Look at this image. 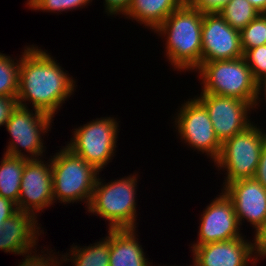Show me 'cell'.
I'll return each instance as SVG.
<instances>
[{
	"label": "cell",
	"instance_id": "obj_1",
	"mask_svg": "<svg viewBox=\"0 0 266 266\" xmlns=\"http://www.w3.org/2000/svg\"><path fill=\"white\" fill-rule=\"evenodd\" d=\"M21 53L18 105L30 106L55 118L65 101L76 92L77 79L41 46L26 45Z\"/></svg>",
	"mask_w": 266,
	"mask_h": 266
},
{
	"label": "cell",
	"instance_id": "obj_2",
	"mask_svg": "<svg viewBox=\"0 0 266 266\" xmlns=\"http://www.w3.org/2000/svg\"><path fill=\"white\" fill-rule=\"evenodd\" d=\"M202 22L203 12L186 1L153 31L165 41L164 57L173 71L193 73L201 65Z\"/></svg>",
	"mask_w": 266,
	"mask_h": 266
},
{
	"label": "cell",
	"instance_id": "obj_3",
	"mask_svg": "<svg viewBox=\"0 0 266 266\" xmlns=\"http://www.w3.org/2000/svg\"><path fill=\"white\" fill-rule=\"evenodd\" d=\"M100 176L99 174L87 212L107 221L108 229H138V172L107 183Z\"/></svg>",
	"mask_w": 266,
	"mask_h": 266
},
{
	"label": "cell",
	"instance_id": "obj_4",
	"mask_svg": "<svg viewBox=\"0 0 266 266\" xmlns=\"http://www.w3.org/2000/svg\"><path fill=\"white\" fill-rule=\"evenodd\" d=\"M56 151L51 155L54 203L82 202L86 210L100 172L66 145Z\"/></svg>",
	"mask_w": 266,
	"mask_h": 266
},
{
	"label": "cell",
	"instance_id": "obj_5",
	"mask_svg": "<svg viewBox=\"0 0 266 266\" xmlns=\"http://www.w3.org/2000/svg\"><path fill=\"white\" fill-rule=\"evenodd\" d=\"M265 142L266 130L254 121L245 131L222 143L219 157L213 162V167L225 175L221 189L228 183L254 178Z\"/></svg>",
	"mask_w": 266,
	"mask_h": 266
},
{
	"label": "cell",
	"instance_id": "obj_6",
	"mask_svg": "<svg viewBox=\"0 0 266 266\" xmlns=\"http://www.w3.org/2000/svg\"><path fill=\"white\" fill-rule=\"evenodd\" d=\"M195 73L201 82V93L237 98L253 106L257 82L244 57L205 62L194 71Z\"/></svg>",
	"mask_w": 266,
	"mask_h": 266
},
{
	"label": "cell",
	"instance_id": "obj_7",
	"mask_svg": "<svg viewBox=\"0 0 266 266\" xmlns=\"http://www.w3.org/2000/svg\"><path fill=\"white\" fill-rule=\"evenodd\" d=\"M53 118L40 110L18 105L5 125L11 138L3 154L28 160L48 159L44 135L49 136L47 133L51 131Z\"/></svg>",
	"mask_w": 266,
	"mask_h": 266
},
{
	"label": "cell",
	"instance_id": "obj_8",
	"mask_svg": "<svg viewBox=\"0 0 266 266\" xmlns=\"http://www.w3.org/2000/svg\"><path fill=\"white\" fill-rule=\"evenodd\" d=\"M117 119L105 116L92 119L78 128L76 126L66 146L99 172L103 171L117 152L121 128Z\"/></svg>",
	"mask_w": 266,
	"mask_h": 266
},
{
	"label": "cell",
	"instance_id": "obj_9",
	"mask_svg": "<svg viewBox=\"0 0 266 266\" xmlns=\"http://www.w3.org/2000/svg\"><path fill=\"white\" fill-rule=\"evenodd\" d=\"M186 100L171 117L176 136L188 150L204 154L213 163L219 157L222 143L215 134L206 108L194 96Z\"/></svg>",
	"mask_w": 266,
	"mask_h": 266
},
{
	"label": "cell",
	"instance_id": "obj_10",
	"mask_svg": "<svg viewBox=\"0 0 266 266\" xmlns=\"http://www.w3.org/2000/svg\"><path fill=\"white\" fill-rule=\"evenodd\" d=\"M194 97L206 108L221 143L254 123L253 106L247 101L211 93H197Z\"/></svg>",
	"mask_w": 266,
	"mask_h": 266
},
{
	"label": "cell",
	"instance_id": "obj_11",
	"mask_svg": "<svg viewBox=\"0 0 266 266\" xmlns=\"http://www.w3.org/2000/svg\"><path fill=\"white\" fill-rule=\"evenodd\" d=\"M54 204L51 155L47 161L29 159L25 162L17 209L29 212L37 219ZM39 214V215H38Z\"/></svg>",
	"mask_w": 266,
	"mask_h": 266
},
{
	"label": "cell",
	"instance_id": "obj_12",
	"mask_svg": "<svg viewBox=\"0 0 266 266\" xmlns=\"http://www.w3.org/2000/svg\"><path fill=\"white\" fill-rule=\"evenodd\" d=\"M203 209L199 219L198 234L190 244L197 247L213 242L227 241L243 237L233 203L221 190Z\"/></svg>",
	"mask_w": 266,
	"mask_h": 266
},
{
	"label": "cell",
	"instance_id": "obj_13",
	"mask_svg": "<svg viewBox=\"0 0 266 266\" xmlns=\"http://www.w3.org/2000/svg\"><path fill=\"white\" fill-rule=\"evenodd\" d=\"M252 239L244 235L190 247L192 261L197 266H257L262 258L257 254L254 238Z\"/></svg>",
	"mask_w": 266,
	"mask_h": 266
},
{
	"label": "cell",
	"instance_id": "obj_14",
	"mask_svg": "<svg viewBox=\"0 0 266 266\" xmlns=\"http://www.w3.org/2000/svg\"><path fill=\"white\" fill-rule=\"evenodd\" d=\"M241 36L219 13H203L202 60H233L243 57Z\"/></svg>",
	"mask_w": 266,
	"mask_h": 266
},
{
	"label": "cell",
	"instance_id": "obj_15",
	"mask_svg": "<svg viewBox=\"0 0 266 266\" xmlns=\"http://www.w3.org/2000/svg\"><path fill=\"white\" fill-rule=\"evenodd\" d=\"M220 190L232 201L240 227L250 223L255 236L266 222V189L252 178L228 183Z\"/></svg>",
	"mask_w": 266,
	"mask_h": 266
},
{
	"label": "cell",
	"instance_id": "obj_16",
	"mask_svg": "<svg viewBox=\"0 0 266 266\" xmlns=\"http://www.w3.org/2000/svg\"><path fill=\"white\" fill-rule=\"evenodd\" d=\"M38 221L31 213L20 210L6 219L0 227V250L23 256L39 248V236L43 237L44 230Z\"/></svg>",
	"mask_w": 266,
	"mask_h": 266
},
{
	"label": "cell",
	"instance_id": "obj_17",
	"mask_svg": "<svg viewBox=\"0 0 266 266\" xmlns=\"http://www.w3.org/2000/svg\"><path fill=\"white\" fill-rule=\"evenodd\" d=\"M137 230L110 229L109 266H156L146 257Z\"/></svg>",
	"mask_w": 266,
	"mask_h": 266
},
{
	"label": "cell",
	"instance_id": "obj_18",
	"mask_svg": "<svg viewBox=\"0 0 266 266\" xmlns=\"http://www.w3.org/2000/svg\"><path fill=\"white\" fill-rule=\"evenodd\" d=\"M187 0H132L124 19L153 31ZM134 20V21H133Z\"/></svg>",
	"mask_w": 266,
	"mask_h": 266
},
{
	"label": "cell",
	"instance_id": "obj_19",
	"mask_svg": "<svg viewBox=\"0 0 266 266\" xmlns=\"http://www.w3.org/2000/svg\"><path fill=\"white\" fill-rule=\"evenodd\" d=\"M108 230V231H107ZM105 237L88 246L79 244L70 245L69 251L62 253L65 264L71 262L72 266H109L110 255V229H106Z\"/></svg>",
	"mask_w": 266,
	"mask_h": 266
},
{
	"label": "cell",
	"instance_id": "obj_20",
	"mask_svg": "<svg viewBox=\"0 0 266 266\" xmlns=\"http://www.w3.org/2000/svg\"><path fill=\"white\" fill-rule=\"evenodd\" d=\"M28 159L3 154L0 161V196L16 205L20 195L21 179Z\"/></svg>",
	"mask_w": 266,
	"mask_h": 266
},
{
	"label": "cell",
	"instance_id": "obj_21",
	"mask_svg": "<svg viewBox=\"0 0 266 266\" xmlns=\"http://www.w3.org/2000/svg\"><path fill=\"white\" fill-rule=\"evenodd\" d=\"M218 13L239 32L260 14L247 0H231Z\"/></svg>",
	"mask_w": 266,
	"mask_h": 266
},
{
	"label": "cell",
	"instance_id": "obj_22",
	"mask_svg": "<svg viewBox=\"0 0 266 266\" xmlns=\"http://www.w3.org/2000/svg\"><path fill=\"white\" fill-rule=\"evenodd\" d=\"M18 57L17 59L0 52V96L17 98L21 55Z\"/></svg>",
	"mask_w": 266,
	"mask_h": 266
},
{
	"label": "cell",
	"instance_id": "obj_23",
	"mask_svg": "<svg viewBox=\"0 0 266 266\" xmlns=\"http://www.w3.org/2000/svg\"><path fill=\"white\" fill-rule=\"evenodd\" d=\"M93 0H26L29 10L62 14L87 7Z\"/></svg>",
	"mask_w": 266,
	"mask_h": 266
},
{
	"label": "cell",
	"instance_id": "obj_24",
	"mask_svg": "<svg viewBox=\"0 0 266 266\" xmlns=\"http://www.w3.org/2000/svg\"><path fill=\"white\" fill-rule=\"evenodd\" d=\"M243 52L266 44V15L260 13L252 22L240 31Z\"/></svg>",
	"mask_w": 266,
	"mask_h": 266
},
{
	"label": "cell",
	"instance_id": "obj_25",
	"mask_svg": "<svg viewBox=\"0 0 266 266\" xmlns=\"http://www.w3.org/2000/svg\"><path fill=\"white\" fill-rule=\"evenodd\" d=\"M41 248H42L41 251L36 248L28 253H25L23 255L24 259L22 258V261L17 266H64L65 265L62 253H59V251L56 253V250H53L52 248L49 247L47 248L44 247L43 249V247L41 246Z\"/></svg>",
	"mask_w": 266,
	"mask_h": 266
},
{
	"label": "cell",
	"instance_id": "obj_26",
	"mask_svg": "<svg viewBox=\"0 0 266 266\" xmlns=\"http://www.w3.org/2000/svg\"><path fill=\"white\" fill-rule=\"evenodd\" d=\"M243 57L256 82L266 76V44L246 50Z\"/></svg>",
	"mask_w": 266,
	"mask_h": 266
},
{
	"label": "cell",
	"instance_id": "obj_27",
	"mask_svg": "<svg viewBox=\"0 0 266 266\" xmlns=\"http://www.w3.org/2000/svg\"><path fill=\"white\" fill-rule=\"evenodd\" d=\"M231 0H187L194 8L203 13H218Z\"/></svg>",
	"mask_w": 266,
	"mask_h": 266
},
{
	"label": "cell",
	"instance_id": "obj_28",
	"mask_svg": "<svg viewBox=\"0 0 266 266\" xmlns=\"http://www.w3.org/2000/svg\"><path fill=\"white\" fill-rule=\"evenodd\" d=\"M132 0H103L104 11L107 16L114 18L122 16L127 12Z\"/></svg>",
	"mask_w": 266,
	"mask_h": 266
},
{
	"label": "cell",
	"instance_id": "obj_29",
	"mask_svg": "<svg viewBox=\"0 0 266 266\" xmlns=\"http://www.w3.org/2000/svg\"><path fill=\"white\" fill-rule=\"evenodd\" d=\"M18 106L15 96H0V127H4L12 111Z\"/></svg>",
	"mask_w": 266,
	"mask_h": 266
},
{
	"label": "cell",
	"instance_id": "obj_30",
	"mask_svg": "<svg viewBox=\"0 0 266 266\" xmlns=\"http://www.w3.org/2000/svg\"><path fill=\"white\" fill-rule=\"evenodd\" d=\"M17 211V206L13 201L0 196V227L6 219L13 216Z\"/></svg>",
	"mask_w": 266,
	"mask_h": 266
},
{
	"label": "cell",
	"instance_id": "obj_31",
	"mask_svg": "<svg viewBox=\"0 0 266 266\" xmlns=\"http://www.w3.org/2000/svg\"><path fill=\"white\" fill-rule=\"evenodd\" d=\"M254 179L266 189V142L261 152L259 164L257 166Z\"/></svg>",
	"mask_w": 266,
	"mask_h": 266
},
{
	"label": "cell",
	"instance_id": "obj_32",
	"mask_svg": "<svg viewBox=\"0 0 266 266\" xmlns=\"http://www.w3.org/2000/svg\"><path fill=\"white\" fill-rule=\"evenodd\" d=\"M257 254L263 259H266V222L259 232L253 236Z\"/></svg>",
	"mask_w": 266,
	"mask_h": 266
},
{
	"label": "cell",
	"instance_id": "obj_33",
	"mask_svg": "<svg viewBox=\"0 0 266 266\" xmlns=\"http://www.w3.org/2000/svg\"><path fill=\"white\" fill-rule=\"evenodd\" d=\"M262 96V97H261ZM264 97V98H263ZM264 99V101H263ZM265 102V103H264ZM261 103V104H260ZM264 103L265 105H262ZM266 107V76L257 81L256 84V97L253 103V110L256 112L257 109L259 110L258 107Z\"/></svg>",
	"mask_w": 266,
	"mask_h": 266
},
{
	"label": "cell",
	"instance_id": "obj_34",
	"mask_svg": "<svg viewBox=\"0 0 266 266\" xmlns=\"http://www.w3.org/2000/svg\"><path fill=\"white\" fill-rule=\"evenodd\" d=\"M260 13L266 12V0H247Z\"/></svg>",
	"mask_w": 266,
	"mask_h": 266
}]
</instances>
